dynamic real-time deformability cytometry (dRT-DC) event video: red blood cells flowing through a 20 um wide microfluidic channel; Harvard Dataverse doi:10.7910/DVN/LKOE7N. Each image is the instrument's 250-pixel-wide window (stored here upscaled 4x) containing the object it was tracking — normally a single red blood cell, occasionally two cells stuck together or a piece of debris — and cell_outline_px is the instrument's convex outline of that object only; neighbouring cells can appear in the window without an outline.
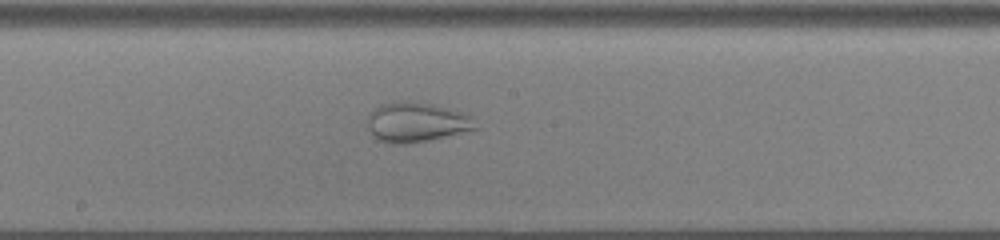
{"species": "common noctule bat (a hibernating species)", "species_latin": "Nyctalus noctula", "temperature_condition": "cold", "stored_images_in_passage": 43, "camera_frame_rate_fps": 3000, "um_per_image_px": 0.085, "animal": {"sex": "male", "body_mass_g": 13.0, "forearm_length_mm": 53.1}, "frame": {"image": 1, "passage_image": 24, "time_ms": 7.667, "image_size_px": [1000, 240], "cell_outline_px": [[480, 128], [428, 140], [404, 144], [388, 144], [372, 136], [368, 128], [368, 116], [380, 104], [404, 100], [432, 104], [468, 112]], "centroid_in_image_um": [35.43, 10.38], "position_along_channel_um": 212.8, "area_um2": 25.26}}
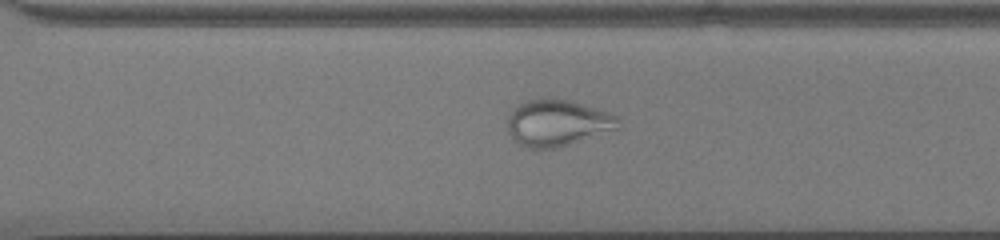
{"frame": {"image": 2, "passage_image": 33, "time_ms": 10.667, "image_size_px": [1000, 240], "cell_outline_px": [[620, 128], [556, 148], [532, 148], [520, 144], [508, 132], [508, 116], [512, 108], [516, 104], [524, 100], [568, 100], [612, 112], [620, 120]], "centroid_in_image_um": [47.4, 10.44], "position_along_channel_um": 323.2, "area_um2": 29.71}}
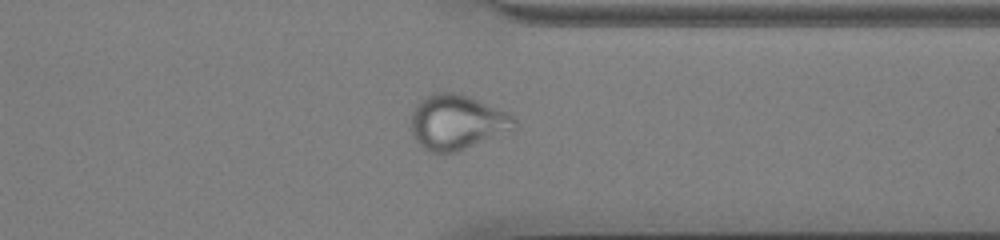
{"frame": {"image": 3, "passage_image": 37, "time_ms": 12.0, "image_size_px": [1000, 240], "cell_outline_px": [[520, 124], [516, 128], [456, 152], [428, 152], [412, 136], [412, 112], [416, 104], [420, 100], [436, 92], [460, 92], [512, 112], [516, 116]], "centroid_in_image_um": [38.92, 10.35], "position_along_channel_um": 372.5, "area_um2": 33.52}}